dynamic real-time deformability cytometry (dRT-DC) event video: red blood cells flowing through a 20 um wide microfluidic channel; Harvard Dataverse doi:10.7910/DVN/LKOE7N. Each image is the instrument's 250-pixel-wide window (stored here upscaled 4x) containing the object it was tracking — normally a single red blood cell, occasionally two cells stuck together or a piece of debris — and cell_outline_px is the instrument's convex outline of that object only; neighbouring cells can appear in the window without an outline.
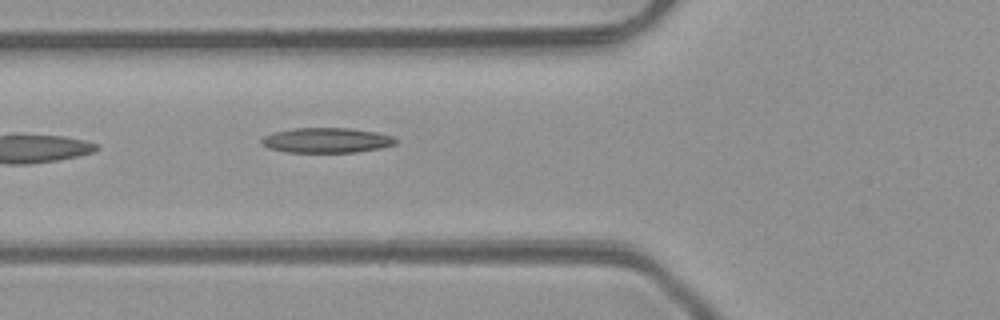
{"species": "common noctule bat (a hibernating species)", "species_latin": "Nyctalus noctula", "temperature_condition": "room temperature", "stored_images_in_passage": 6, "camera_frame_rate_fps": 3000, "um_per_image_px": 0.085, "animal": {"sex": "male", "body_mass_g": 23.1, "forearm_length_mm": 52.7}, "frame": {"image": 1, "passage_image": 6, "time_ms": 5.667, "image_size_px": [1000, 320], "cell_outline_px": [[396, 144], [380, 148], [356, 152], [288, 152], [268, 148], [260, 144], [260, 140], [264, 136], [272, 132], [292, 128], [348, 128], [376, 132], [392, 136], [396, 140]], "centroid_in_image_um": [27.71, 11.92], "position_along_channel_um": 98.1, "area_um2": 19.59}}